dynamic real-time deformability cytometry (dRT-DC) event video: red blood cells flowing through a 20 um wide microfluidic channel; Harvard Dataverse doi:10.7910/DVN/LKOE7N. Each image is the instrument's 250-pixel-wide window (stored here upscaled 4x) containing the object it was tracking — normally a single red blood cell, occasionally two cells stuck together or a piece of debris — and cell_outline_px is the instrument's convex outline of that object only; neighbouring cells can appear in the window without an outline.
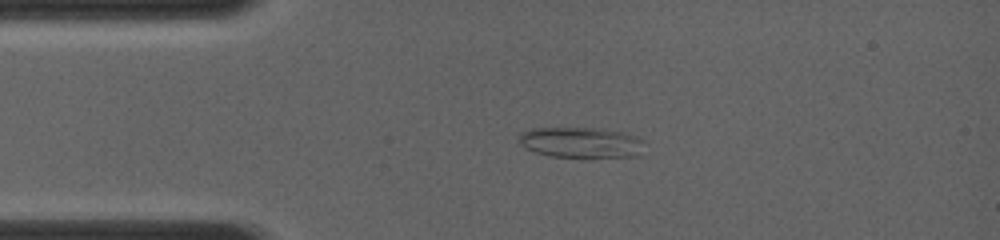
{"species": "common noctule bat (a hibernating species)", "species_latin": "Nyctalus noctula", "temperature_condition": "room temperature", "stored_images_in_passage": 10, "camera_frame_rate_fps": 4000, "um_per_image_px": 0.085, "animal": {"sex": "female", "body_mass_g": 19.0, "forearm_length_mm": 56.7}, "frame": {"image": 1, "passage_image": 5, "time_ms": 2.75, "image_size_px": [1000, 240], "cell_outline_px": [[644, 156], [584, 160], [548, 156], [536, 152], [520, 144], [520, 136], [524, 132], [532, 128], [600, 128], [624, 132], [636, 136], [644, 140]], "centroid_in_image_um": [49.54, 12.17], "position_along_channel_um": 35.5, "area_um2": 23.64}}
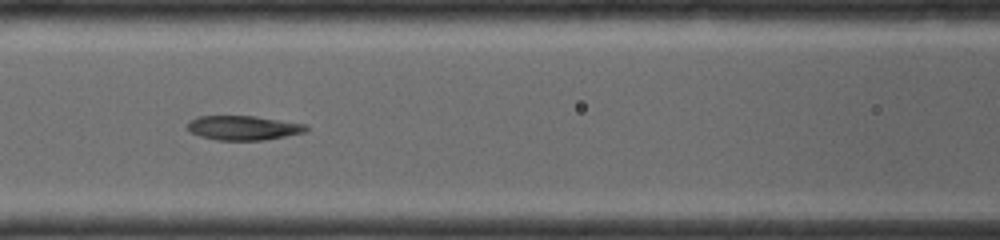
{"frame": {"image": 2, "passage_image": 9, "time_ms": 5.75, "image_size_px": [1000, 240], "cell_outline_px": [[308, 128], [304, 132], [264, 140], [216, 140], [200, 136], [188, 132], [188, 124], [196, 116], [256, 116], [304, 124]], "centroid_in_image_um": [20.64, 10.87], "position_along_channel_um": 146.0, "area_um2": 16.7}}
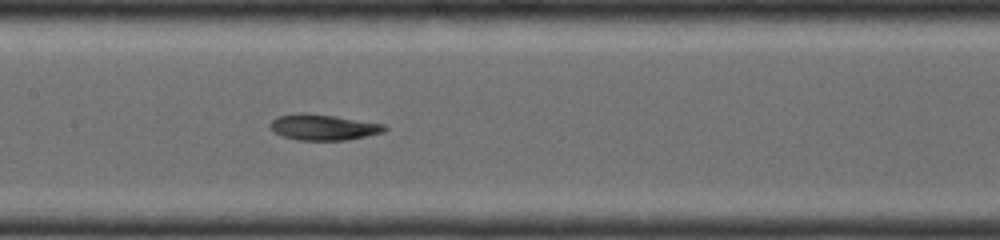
{"frame": {"image": 3, "passage_image": 10, "time_ms": 6.5, "image_size_px": [1000, 240], "cell_outline_px": [[388, 128], [384, 132], [344, 140], [296, 140], [280, 136], [268, 128], [268, 124], [272, 120], [280, 116], [300, 112], [308, 112], [336, 116], [384, 124]], "centroid_in_image_um": [27.42, 10.81], "position_along_channel_um": 180.0, "area_um2": 17.4}}